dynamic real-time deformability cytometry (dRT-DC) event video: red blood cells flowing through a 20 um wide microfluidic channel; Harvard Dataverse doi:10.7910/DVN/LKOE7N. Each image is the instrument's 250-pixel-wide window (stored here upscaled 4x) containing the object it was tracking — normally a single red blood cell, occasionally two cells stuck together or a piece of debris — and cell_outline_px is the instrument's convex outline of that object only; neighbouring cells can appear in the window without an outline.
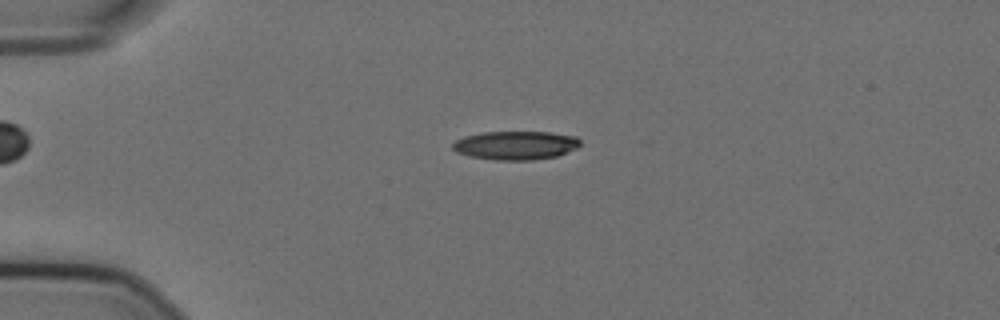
{"species": "Egyptian fruit bat (a non-hibernating species)", "species_latin": "Rousettus aegyptiacus", "temperature_condition": "cold", "stored_images_in_passage": 55, "camera_frame_rate_fps": 3000, "um_per_image_px": 0.085, "animal": {"sex": "female"}, "frame": {"image": 1, "passage_image": 12, "time_ms": 3.667, "image_size_px": [1000, 320], "cell_outline_px": [[580, 144], [576, 148], [556, 156], [532, 160], [496, 160], [472, 156], [456, 152], [452, 148], [452, 144], [456, 140], [464, 136], [484, 132], [552, 132], [576, 136], [580, 140]], "centroid_in_image_um": [43.83, 12.34], "position_along_channel_um": 41.2, "area_um2": 21.21}}
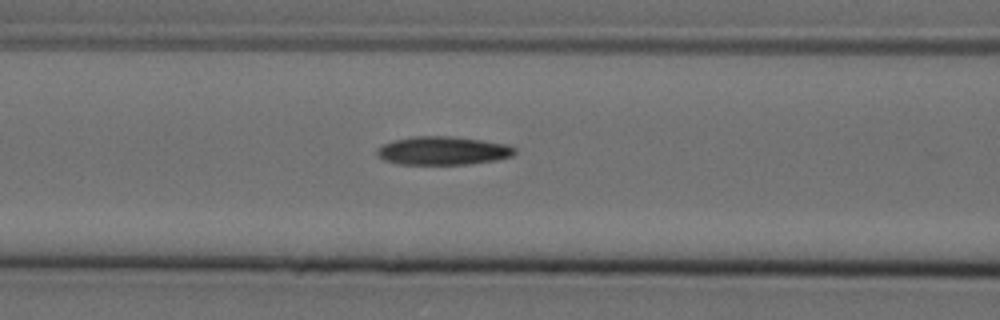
{"frame": {"image": 2, "passage_image": 22, "time_ms": 7.0, "image_size_px": [1000, 320], "cell_outline_px": [[516, 152], [512, 156], [496, 160], [468, 164], [400, 164], [384, 160], [376, 156], [376, 148], [384, 144], [396, 140], [412, 136], [448, 136], [480, 140], [508, 144], [516, 148]], "centroid_in_image_um": [37.64, 12.81], "position_along_channel_um": 129.0, "area_um2": 22.77}}
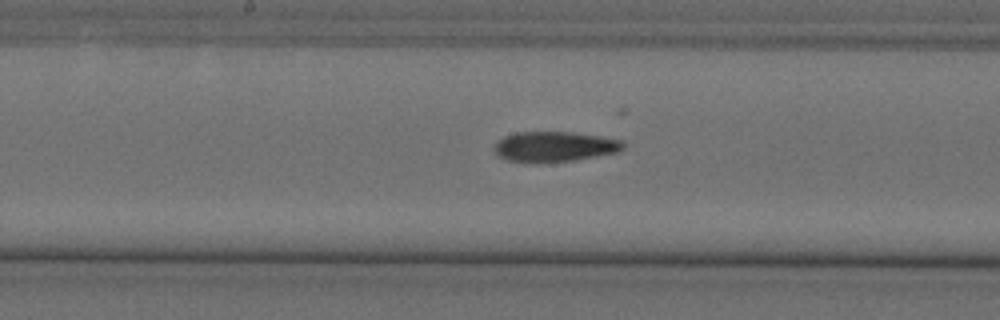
{"frame": {"image": 3, "passage_image": 28, "time_ms": 9.0, "image_size_px": [1000, 320], "cell_outline_px": [[624, 148], [616, 152], [576, 160], [536, 164], [532, 164], [508, 160], [496, 156], [492, 148], [496, 140], [504, 136], [516, 132], [572, 132], [600, 136], [624, 140]], "centroid_in_image_um": [47.06, 12.48], "position_along_channel_um": 201.1, "area_um2": 23.29}, "authors_computed_cell_mechanics": {"area_um2": 22.5998, "velocity_mm_per_s": 3.5947, "shape_relaxation_time_tau1_ms": 7.6182, "shape_relaxation_time_tau2_ms": 6.0699, "deformation_change_tau1": 0.1822, "deformation_change_tau2": 0.1471}}